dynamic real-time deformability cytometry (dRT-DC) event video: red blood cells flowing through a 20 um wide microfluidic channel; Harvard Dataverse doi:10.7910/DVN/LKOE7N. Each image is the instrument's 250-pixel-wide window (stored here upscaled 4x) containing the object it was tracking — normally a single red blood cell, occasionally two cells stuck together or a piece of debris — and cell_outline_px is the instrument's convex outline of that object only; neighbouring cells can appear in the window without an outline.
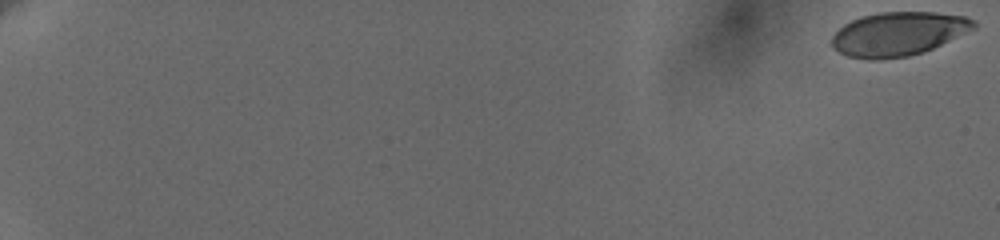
{"species": "human", "species_latin": "Homo sapiens", "temperature_condition": "cold", "stored_images_in_passage": 17, "camera_frame_rate_fps": 3000, "um_per_image_px": 0.085, "donor": {"sex": "female"}, "frame": {"image": 1, "passage_image": 1, "time_ms": 0.0, "image_size_px": [1000, 240], "cell_outline_px": [[976, 28], [924, 52], [908, 56], [880, 60], [868, 60], [848, 56], [840, 52], [832, 44], [832, 36], [844, 24], [860, 16], [880, 12], [936, 12], [964, 16], [972, 20], [976, 24]], "centroid_in_image_um": [76.35, 2.88], "position_along_channel_um": 8.6, "area_um2": 36.18}}